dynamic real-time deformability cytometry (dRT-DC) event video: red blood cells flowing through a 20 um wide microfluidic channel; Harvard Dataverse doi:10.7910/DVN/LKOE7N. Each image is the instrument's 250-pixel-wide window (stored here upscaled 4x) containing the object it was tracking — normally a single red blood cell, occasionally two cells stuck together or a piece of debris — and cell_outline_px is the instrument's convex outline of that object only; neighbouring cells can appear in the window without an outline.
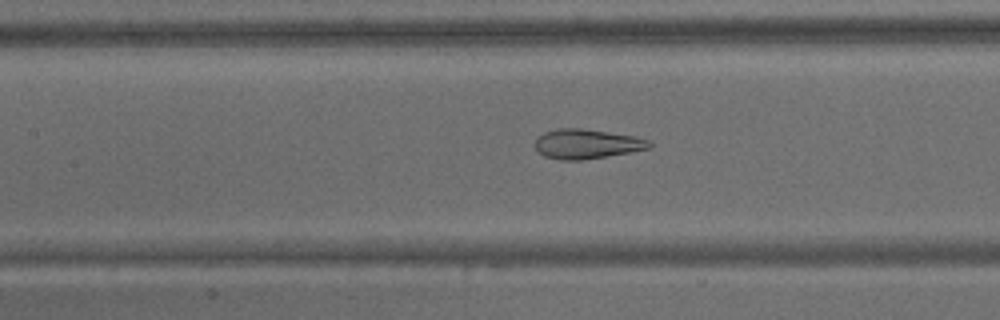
{"species": "common noctule bat (a hibernating species)", "species_latin": "Nyctalus noctula", "temperature_condition": "warm", "stored_images_in_passage": 64, "camera_frame_rate_fps": 3000, "um_per_image_px": 0.085, "animal": {"sex": "male", "body_mass_g": 15.6}, "frame": {"image": 1, "passage_image": 28, "time_ms": 9.0, "image_size_px": [1000, 320], "cell_outline_px": [[652, 148], [632, 152], [580, 160], [560, 160], [544, 156], [536, 148], [536, 136], [544, 132], [556, 128], [580, 128], [636, 136], [648, 140], [652, 144]], "centroid_in_image_um": [49.88, 12.23], "position_along_channel_um": 157.5, "area_um2": 19.77}}
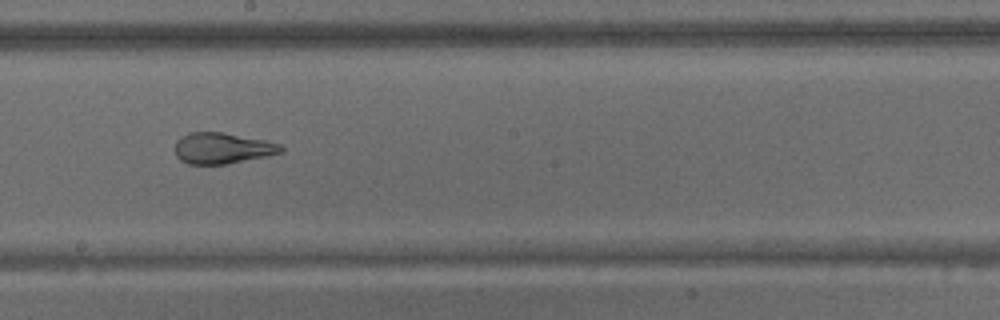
{"frame": {"image": 2, "passage_image": 35, "time_ms": 11.333, "image_size_px": [1000, 320], "cell_outline_px": [[284, 152], [228, 164], [188, 164], [180, 160], [176, 156], [176, 140], [188, 132], [220, 132], [264, 140], [280, 144], [284, 148]], "centroid_in_image_um": [18.89, 12.6], "position_along_channel_um": 229.3, "area_um2": 19.07}}
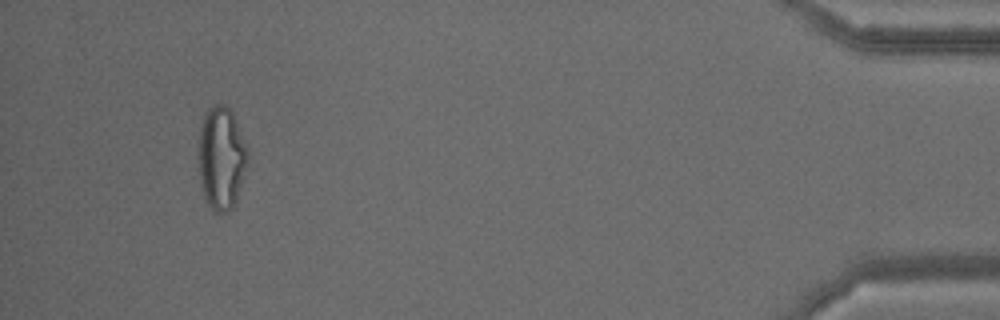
{"frame": {"image": 3, "passage_image": 60, "time_ms": 19.667, "image_size_px": [1000, 320], "cell_outline_px": [[248, 164], [236, 200], [232, 208], [228, 212], [212, 212], [204, 196], [200, 176], [200, 128], [204, 112], [212, 104], [224, 104], [232, 108], [248, 148]], "centroid_in_image_um": [18.85, 13.38], "position_along_channel_um": 416.3, "area_um2": 29.77}, "authors_computed_cell_mechanics": {"area_um2": 25.8366, "velocity_mm_per_s": 3.0922, "shape_relaxation_time_tau1_ms": null, "shape_relaxation_time_tau2_ms": 1.1858, "deformation_change_tau1": null, "deformation_change_tau2": 0.0926}}